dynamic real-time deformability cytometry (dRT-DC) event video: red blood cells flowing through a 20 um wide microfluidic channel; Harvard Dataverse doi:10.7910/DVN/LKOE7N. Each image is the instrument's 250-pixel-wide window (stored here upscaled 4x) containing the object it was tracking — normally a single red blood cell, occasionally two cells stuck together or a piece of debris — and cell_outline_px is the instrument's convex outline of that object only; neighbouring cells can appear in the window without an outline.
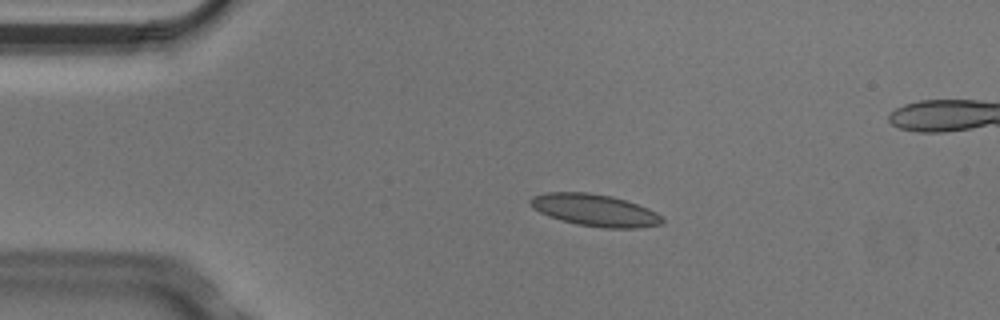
{"species": "Egyptian fruit bat (a non-hibernating species)", "species_latin": "Rousettus aegyptiacus", "temperature_condition": "cold", "stored_images_in_passage": 3, "camera_frame_rate_fps": 3000, "um_per_image_px": 0.085, "animal": {"sex": "male"}, "frame": {"image": 1, "passage_image": 2, "time_ms": 0.333, "image_size_px": [1000, 320], "cell_outline_px": [[664, 224], [636, 228], [604, 228], [576, 224], [560, 220], [548, 216], [532, 208], [528, 200], [532, 196], [544, 192], [588, 192], [612, 196], [648, 208], [656, 212], [664, 220]], "centroid_in_image_um": [50.53, 17.86], "position_along_channel_um": 34.5, "area_um2": 24.74}}